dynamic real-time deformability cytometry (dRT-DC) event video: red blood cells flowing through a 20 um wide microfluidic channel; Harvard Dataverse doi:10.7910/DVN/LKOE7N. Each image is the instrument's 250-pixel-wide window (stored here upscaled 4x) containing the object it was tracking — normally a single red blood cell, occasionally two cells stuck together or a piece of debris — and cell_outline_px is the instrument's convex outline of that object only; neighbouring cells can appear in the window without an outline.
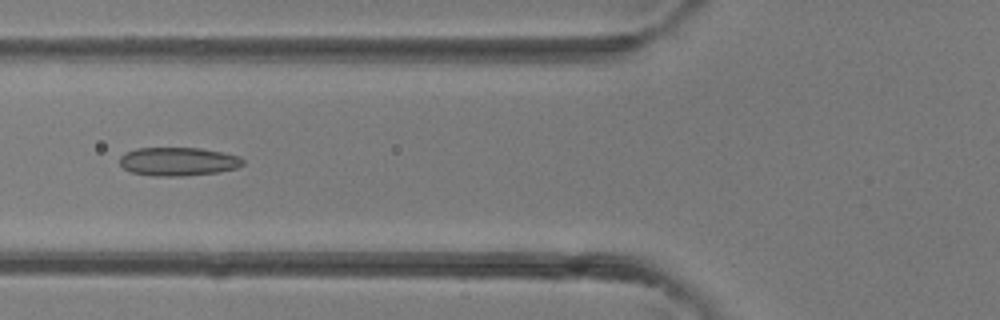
{"species": "common noctule bat (a hibernating species)", "species_latin": "Nyctalus noctula", "temperature_condition": "room temperature", "stored_images_in_passage": 34, "camera_frame_rate_fps": 3000, "um_per_image_px": 0.085, "animal": {"sex": "female"}, "frame": {"image": 1, "passage_image": 10, "time_ms": 3.0, "image_size_px": [1000, 320], "cell_outline_px": [[244, 164], [236, 168], [220, 172], [184, 176], [152, 176], [132, 172], [124, 168], [120, 164], [120, 156], [124, 152], [136, 148], [200, 148], [240, 156], [244, 160]], "centroid_in_image_um": [15.14, 13.73], "position_along_channel_um": 110.7, "area_um2": 20.58}}
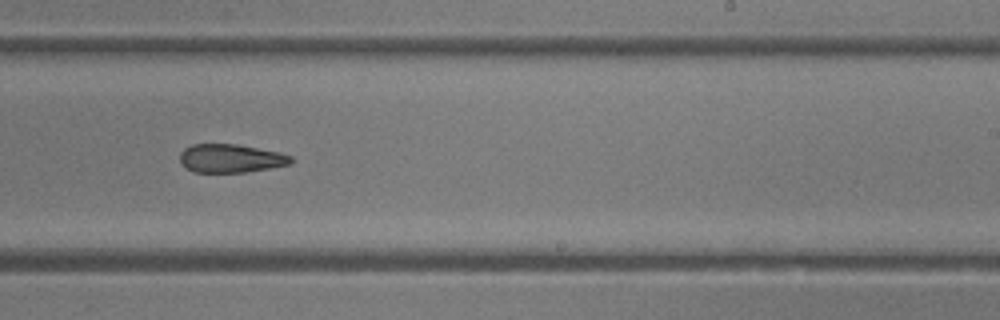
{"frame": {"image": 2, "passage_image": 19, "time_ms": 6.0, "image_size_px": [1000, 320], "cell_outline_px": [[292, 164], [272, 168], [244, 172], [192, 172], [180, 164], [180, 152], [184, 148], [192, 144], [236, 144], [280, 152], [292, 156]], "centroid_in_image_um": [19.61, 13.46], "position_along_channel_um": 269.4, "area_um2": 18.61}}
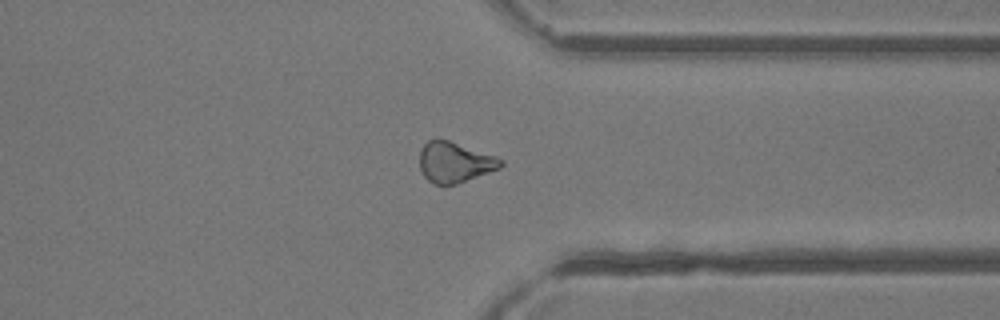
{"frame": {"image": 3, "passage_image": 25, "time_ms": 8.0, "image_size_px": [1000, 320], "cell_outline_px": [[504, 164], [500, 168], [456, 184], [444, 188], [428, 180], [424, 176], [420, 168], [420, 148], [428, 140], [436, 136], [496, 156], [504, 160]], "centroid_in_image_um": [38.62, 13.79], "position_along_channel_um": 372.8, "area_um2": 19.54}}